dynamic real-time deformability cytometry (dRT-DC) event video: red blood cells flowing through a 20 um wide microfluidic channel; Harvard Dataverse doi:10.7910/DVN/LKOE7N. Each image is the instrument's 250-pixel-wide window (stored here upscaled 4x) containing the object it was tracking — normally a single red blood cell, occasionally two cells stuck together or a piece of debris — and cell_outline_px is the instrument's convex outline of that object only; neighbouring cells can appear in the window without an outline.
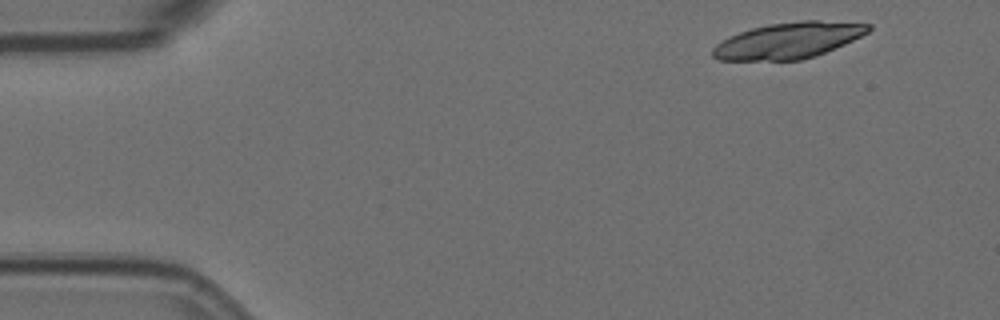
{"species": "Egyptian fruit bat (a non-hibernating species)", "species_latin": "Rousettus aegyptiacus", "temperature_condition": "room temperature", "stored_images_in_passage": 5, "camera_frame_rate_fps": 3000, "um_per_image_px": 0.085, "animal": {"sex": "female"}, "frame": {"image": 1, "passage_image": 1, "time_ms": 0.0, "image_size_px": [1000, 320], "cell_outline_px": [[872, 28], [868, 32], [844, 44], [824, 52], [800, 60], [720, 60], [712, 56], [712, 48], [716, 44], [728, 36], [752, 28], [768, 24], [800, 20], [820, 20], [872, 24]], "centroid_in_image_um": [66.99, 3.43], "position_along_channel_um": 18.0, "area_um2": 32.54}}
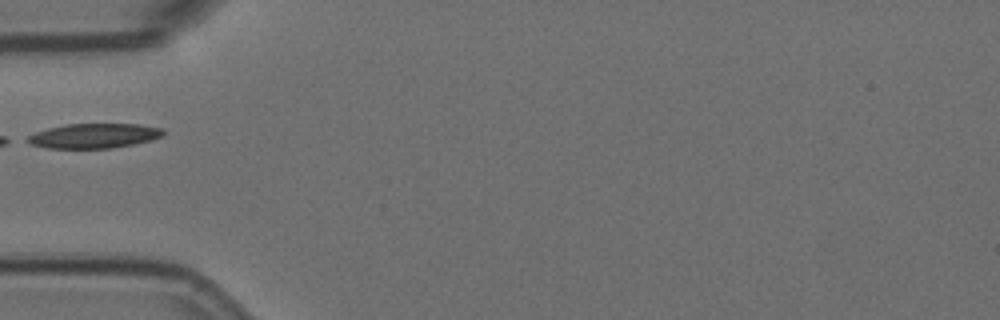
{"frame": {"image": 2, "passage_image": 4, "time_ms": 1.0, "image_size_px": [1000, 320], "cell_outline_px": [[164, 136], [152, 140], [112, 148], [48, 148], [32, 144], [24, 140], [28, 136], [36, 132], [48, 128], [64, 124], [140, 124], [164, 128]], "centroid_in_image_um": [8.02, 11.54], "position_along_channel_um": 77.0, "area_um2": 19.59}}